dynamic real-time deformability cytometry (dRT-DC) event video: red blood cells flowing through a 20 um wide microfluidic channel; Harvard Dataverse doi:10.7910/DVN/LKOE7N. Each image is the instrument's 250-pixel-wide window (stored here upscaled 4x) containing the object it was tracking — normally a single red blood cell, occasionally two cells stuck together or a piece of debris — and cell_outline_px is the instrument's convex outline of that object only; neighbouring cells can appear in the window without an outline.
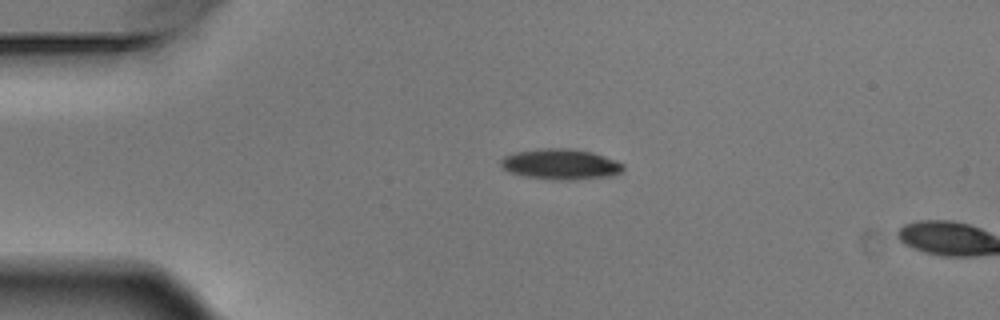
{"species": "Egyptian fruit bat (a non-hibernating species)", "species_latin": "Rousettus aegyptiacus", "temperature_condition": "warm", "stored_images_in_passage": 2, "camera_frame_rate_fps": 3000, "um_per_image_px": 0.085, "animal": {"sex": "male"}, "frame": {"image": 1, "passage_image": 1, "time_ms": 0.0, "image_size_px": [1000, 320], "cell_outline_px": [[624, 168], [620, 172], [612, 176], [524, 176], [508, 172], [500, 164], [500, 160], [504, 156], [516, 152], [536, 148], [572, 148], [592, 152], [616, 160], [624, 164]], "centroid_in_image_um": [47.62, 13.87], "position_along_channel_um": 37.4, "area_um2": 20.52}}